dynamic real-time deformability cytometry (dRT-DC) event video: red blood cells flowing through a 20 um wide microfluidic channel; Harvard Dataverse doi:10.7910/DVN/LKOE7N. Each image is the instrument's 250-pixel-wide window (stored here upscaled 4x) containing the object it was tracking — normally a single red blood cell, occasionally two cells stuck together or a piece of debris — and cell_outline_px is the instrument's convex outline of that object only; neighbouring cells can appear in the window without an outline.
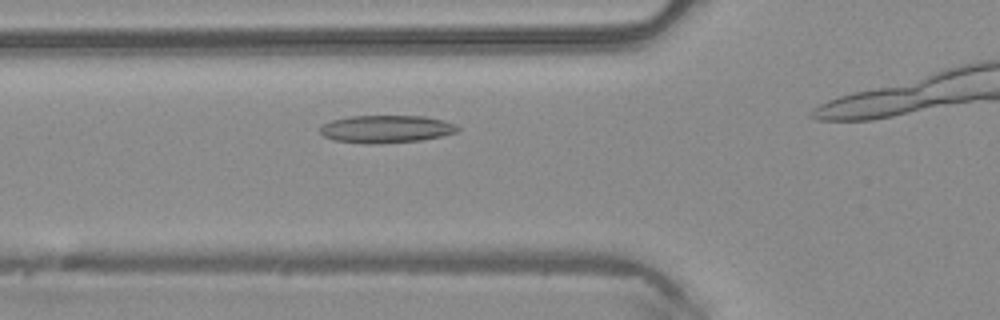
{"species": "common noctule bat (a hibernating species)", "species_latin": "Nyctalus noctula", "temperature_condition": "warm", "stored_images_in_passage": 11, "camera_frame_rate_fps": 3000, "um_per_image_px": 0.085, "animal": {"sex": "male", "body_mass_g": 20.4}, "frame": {"image": 1, "passage_image": 7, "time_ms": 2.0, "image_size_px": [1000, 320], "cell_outline_px": [[460, 128], [456, 132], [440, 136], [420, 140], [372, 144], [364, 144], [332, 140], [324, 136], [320, 132], [320, 128], [324, 124], [332, 120], [348, 116], [424, 116], [444, 120], [456, 124]], "centroid_in_image_um": [32.81, 10.96], "position_along_channel_um": 93.0, "area_um2": 22.14}}
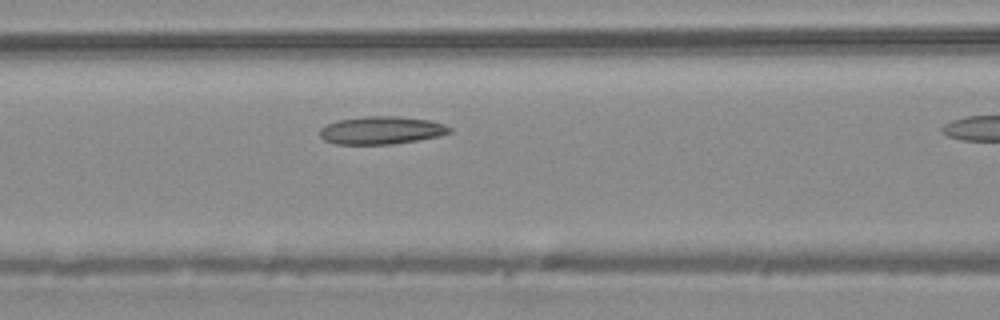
{"frame": {"image": 2, "passage_image": 10, "time_ms": 3.0, "image_size_px": [1000, 320], "cell_outline_px": [[452, 132], [440, 136], [392, 144], [336, 144], [324, 140], [320, 136], [320, 128], [336, 120], [364, 116], [396, 116], [432, 120], [444, 124], [452, 128]], "centroid_in_image_um": [32.43, 11.07], "position_along_channel_um": 134.2, "area_um2": 21.15}}